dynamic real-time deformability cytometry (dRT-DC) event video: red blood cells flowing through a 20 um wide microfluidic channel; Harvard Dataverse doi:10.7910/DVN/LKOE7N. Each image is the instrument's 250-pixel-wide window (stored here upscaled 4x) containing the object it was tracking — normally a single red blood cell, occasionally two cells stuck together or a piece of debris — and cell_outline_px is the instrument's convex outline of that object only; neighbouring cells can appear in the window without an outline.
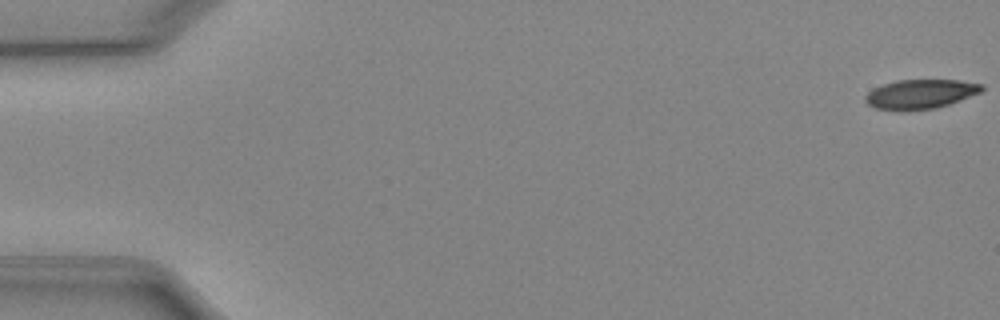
{"species": "Egyptian fruit bat (a non-hibernating species)", "species_latin": "Rousettus aegyptiacus", "temperature_condition": "cold", "stored_images_in_passage": 52, "camera_frame_rate_fps": 3000, "um_per_image_px": 0.085, "animal": {"sex": "female"}, "frame": {"image": 1, "passage_image": 1, "time_ms": 0.0, "image_size_px": [1000, 320], "cell_outline_px": [[984, 88], [980, 92], [960, 100], [936, 108], [900, 112], [876, 108], [868, 104], [864, 100], [864, 96], [872, 88], [896, 80], [960, 80], [984, 84]], "centroid_in_image_um": [78.2, 8.01], "position_along_channel_um": 6.8, "area_um2": 20.17}}
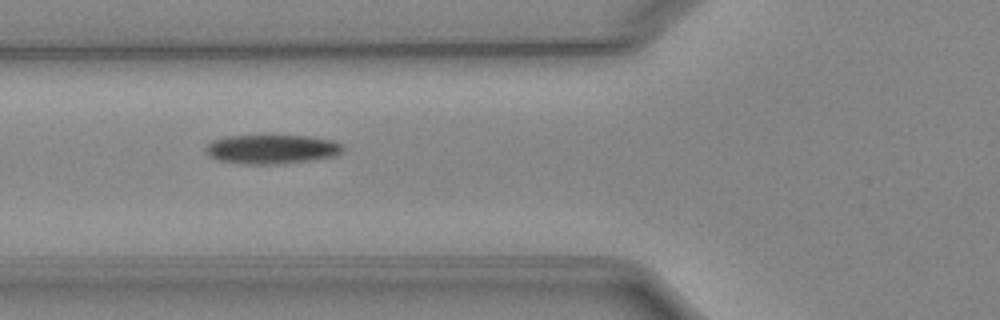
{"frame": {"image": 2, "passage_image": 20, "time_ms": 6.333, "image_size_px": [1000, 320], "cell_outline_px": [[344, 152], [332, 156], [312, 160], [280, 164], [240, 164], [216, 160], [208, 156], [204, 152], [204, 148], [212, 140], [228, 136], [268, 132], [308, 136], [332, 140], [340, 144], [344, 148]], "centroid_in_image_um": [23.03, 12.63], "position_along_channel_um": 102.8, "area_um2": 24.62}}
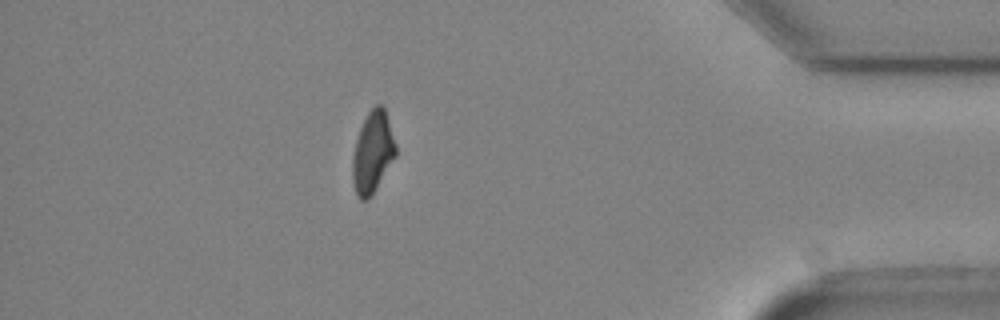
{"frame": {"image": 3, "passage_image": 46, "time_ms": 15.0, "image_size_px": [1000, 320], "cell_outline_px": [[396, 156], [372, 196], [368, 200], [360, 200], [356, 196], [352, 184], [352, 156], [356, 140], [360, 128], [368, 112], [376, 104], [380, 104], [384, 108], [396, 144]], "centroid_in_image_um": [31.66, 13.01], "position_along_channel_um": 403.5, "area_um2": 20.69}, "authors_computed_cell_mechanics": {"area_um2": 21.8484, "velocity_mm_per_s": 3.9476, "shape_relaxation_time_tau1_ms": 7.2228, "shape_relaxation_time_tau2_ms": null, "deformation_change_tau1": 0.1695, "deformation_change_tau2": null}}